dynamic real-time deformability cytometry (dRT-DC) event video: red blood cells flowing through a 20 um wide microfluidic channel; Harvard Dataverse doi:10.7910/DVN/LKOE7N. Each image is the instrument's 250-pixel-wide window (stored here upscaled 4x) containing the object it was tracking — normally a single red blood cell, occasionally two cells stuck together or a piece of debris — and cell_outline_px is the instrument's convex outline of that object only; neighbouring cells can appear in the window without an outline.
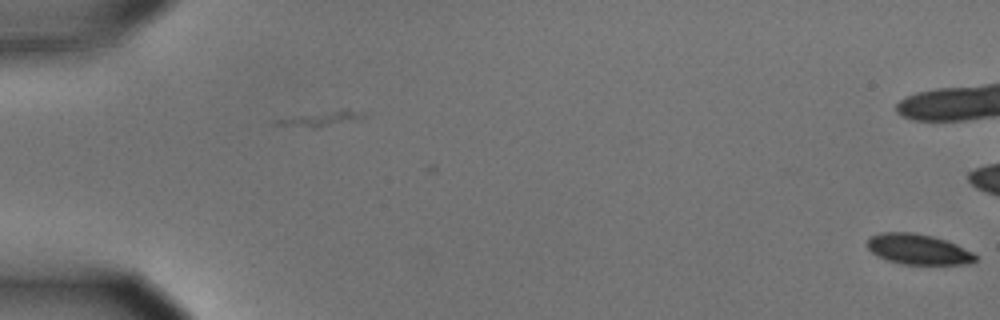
{"species": "common noctule bat (a hibernating species)", "species_latin": "Nyctalus noctula", "temperature_condition": "cold", "stored_images_in_passage": 2, "camera_frame_rate_fps": 3000, "um_per_image_px": 0.085, "animal": {"sex": "male", "body_mass_g": 15.6}, "frame": {"image": 1, "passage_image": 2, "time_ms": 0.333, "image_size_px": [1000, 320], "cell_outline_px": [[976, 260], [968, 264], [904, 264], [888, 260], [876, 256], [868, 248], [868, 236], [880, 232], [912, 232], [932, 236], [956, 244], [972, 252], [976, 256]], "centroid_in_image_um": [78.01, 21.18], "position_along_channel_um": 7.0, "area_um2": 19.07}}